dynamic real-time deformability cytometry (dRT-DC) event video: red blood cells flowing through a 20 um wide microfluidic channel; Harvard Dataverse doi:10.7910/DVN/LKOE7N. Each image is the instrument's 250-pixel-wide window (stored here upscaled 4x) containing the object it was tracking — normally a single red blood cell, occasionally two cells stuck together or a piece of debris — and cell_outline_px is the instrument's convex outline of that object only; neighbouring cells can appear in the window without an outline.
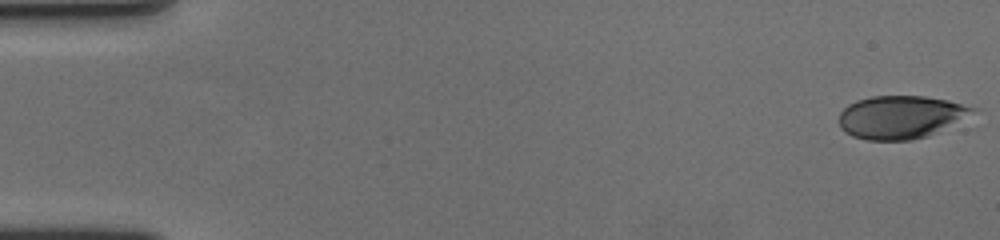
{"species": "human", "species_latin": "Homo sapiens", "temperature_condition": "cold", "stored_images_in_passage": 59, "camera_frame_rate_fps": 3000, "um_per_image_px": 0.085, "donor": {"sex": "female"}, "frame": {"image": 1, "passage_image": 1, "time_ms": 0.0, "image_size_px": [1000, 240], "cell_outline_px": [[980, 108], [928, 136], [912, 140], [868, 140], [852, 136], [844, 132], [840, 128], [840, 112], [848, 104], [856, 100], [872, 96], [924, 96], [948, 100]], "centroid_in_image_um": [76.5, 9.94], "position_along_channel_um": 8.5, "area_um2": 33.18}}
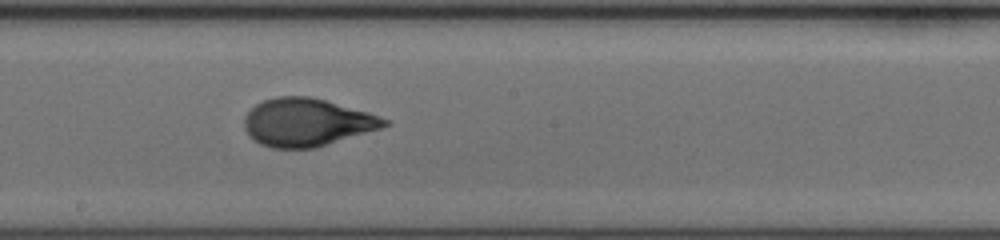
{"frame": {"image": 2, "passage_image": 33, "time_ms": 10.667, "image_size_px": [1000, 240], "cell_outline_px": [[392, 124], [380, 128], [316, 148], [272, 148], [260, 144], [248, 136], [244, 128], [244, 116], [256, 104], [264, 100], [276, 96], [308, 96], [324, 100], [368, 112], [392, 120]], "centroid_in_image_um": [26.08, 10.4], "position_along_channel_um": 222.1, "area_um2": 39.13}}
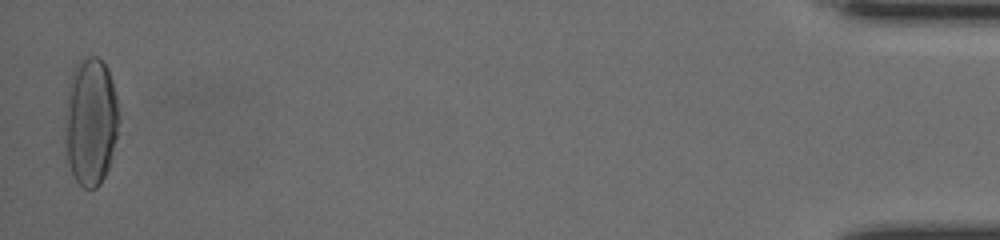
{"frame": {"image": 3, "passage_image": 58, "time_ms": 19.0, "image_size_px": [1000, 240], "cell_outline_px": [[120, 120], [108, 168], [100, 184], [96, 188], [84, 188], [76, 180], [72, 172], [68, 160], [64, 136], [64, 116], [68, 84], [72, 72], [80, 60], [84, 56], [96, 56], [108, 68], [116, 96], [120, 116]], "centroid_in_image_um": [7.69, 10.31], "position_along_channel_um": 427.5, "area_um2": 40.46}, "authors_computed_cell_mechanics": {"area_um2": 37.2232, "velocity_mm_per_s": 3.5741, "shape_relaxation_time_tau1_ms": 3.6138, "shape_relaxation_time_tau2_ms": 0.6908, "deformation_change_tau1": 0.1943, "deformation_change_tau2": 0.0602}}